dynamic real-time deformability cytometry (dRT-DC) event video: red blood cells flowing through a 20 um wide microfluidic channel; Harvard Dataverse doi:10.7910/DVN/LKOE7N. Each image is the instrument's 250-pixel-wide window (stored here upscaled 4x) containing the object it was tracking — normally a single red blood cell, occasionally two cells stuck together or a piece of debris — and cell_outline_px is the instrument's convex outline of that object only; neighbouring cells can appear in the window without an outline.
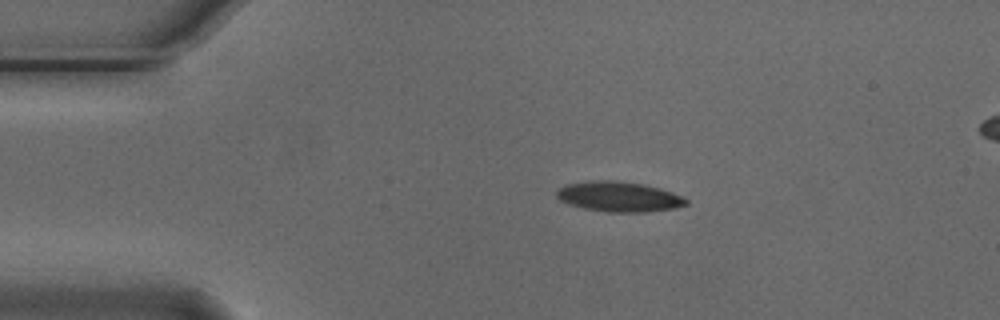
{"species": "Egyptian fruit bat (a non-hibernating species)", "species_latin": "Rousettus aegyptiacus", "temperature_condition": "cold", "stored_images_in_passage": 4, "camera_frame_rate_fps": 3000, "um_per_image_px": 0.085, "animal": {"sex": "male"}, "frame": {"image": 1, "passage_image": 1, "time_ms": 0.0, "image_size_px": [1000, 320], "cell_outline_px": [[688, 204], [676, 208], [644, 212], [608, 212], [584, 208], [568, 204], [560, 200], [556, 196], [556, 192], [564, 184], [592, 180], [612, 180], [644, 184], [660, 188], [672, 192], [688, 200]], "centroid_in_image_um": [52.59, 16.71], "position_along_channel_um": 32.4, "area_um2": 22.77}}
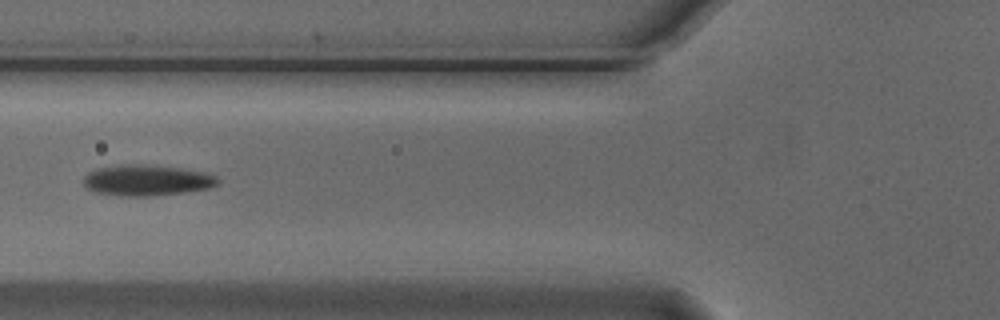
{"frame": {"image": 2, "passage_image": 4, "time_ms": 1.0, "image_size_px": [1000, 320], "cell_outline_px": [[220, 184], [208, 188], [184, 192], [148, 196], [124, 196], [96, 192], [88, 188], [84, 184], [84, 176], [88, 172], [96, 168], [124, 164], [132, 164], [180, 168], [208, 172], [216, 176], [220, 180]], "centroid_in_image_um": [12.51, 15.32], "position_along_channel_um": 113.3, "area_um2": 24.04}}